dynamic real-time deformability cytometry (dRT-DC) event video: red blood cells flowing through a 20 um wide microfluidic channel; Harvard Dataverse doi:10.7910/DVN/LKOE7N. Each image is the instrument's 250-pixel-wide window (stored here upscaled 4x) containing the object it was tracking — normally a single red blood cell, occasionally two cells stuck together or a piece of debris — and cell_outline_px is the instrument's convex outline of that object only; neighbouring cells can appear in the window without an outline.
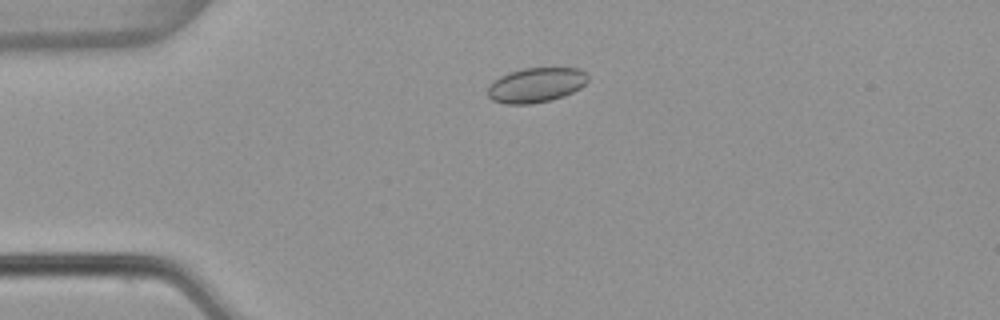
{"species": "common noctule bat (a hibernating species)", "species_latin": "Nyctalus noctula", "temperature_condition": "warm", "stored_images_in_passage": 7, "camera_frame_rate_fps": 3000, "um_per_image_px": 0.085, "animal": {"sex": "female", "body_mass_g": 22.7, "forearm_length_mm": 54.2}, "frame": {"image": 1, "passage_image": 3, "time_ms": 0.667, "image_size_px": [1000, 320], "cell_outline_px": [[588, 80], [580, 88], [572, 92], [552, 100], [532, 104], [504, 104], [492, 100], [488, 96], [488, 88], [500, 76], [508, 72], [524, 68], [580, 68], [588, 76]], "centroid_in_image_um": [45.56, 7.23], "position_along_channel_um": 39.4, "area_um2": 20.23}}
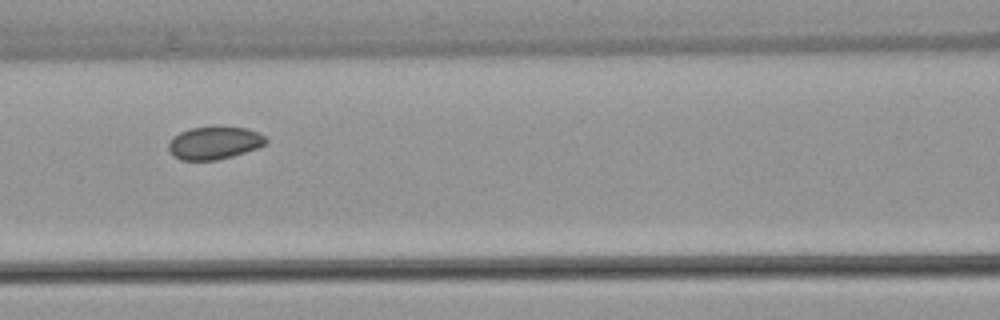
{"frame": {"image": 2, "passage_image": 6, "time_ms": 1.667, "image_size_px": [1000, 320], "cell_outline_px": [[268, 140], [264, 144], [256, 148], [232, 156], [216, 160], [180, 160], [172, 156], [168, 148], [168, 144], [172, 136], [188, 128], [248, 128], [264, 136]], "centroid_in_image_um": [18.15, 12.17], "position_along_channel_um": 148.4, "area_um2": 18.26}}
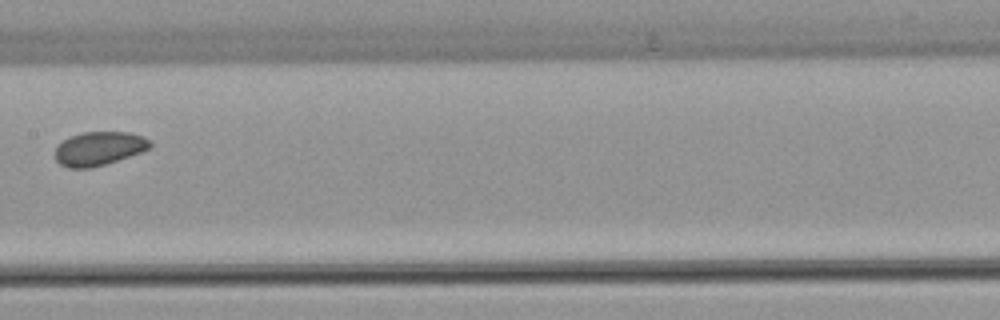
{"frame": {"image": 3, "passage_image": 7, "time_ms": 2.0, "image_size_px": [1000, 320], "cell_outline_px": [[152, 144], [148, 148], [140, 152], [92, 168], [68, 168], [60, 164], [56, 160], [56, 144], [72, 136], [84, 132], [128, 132], [144, 136]], "centroid_in_image_um": [8.38, 12.62], "position_along_channel_um": 199.0, "area_um2": 18.44}}